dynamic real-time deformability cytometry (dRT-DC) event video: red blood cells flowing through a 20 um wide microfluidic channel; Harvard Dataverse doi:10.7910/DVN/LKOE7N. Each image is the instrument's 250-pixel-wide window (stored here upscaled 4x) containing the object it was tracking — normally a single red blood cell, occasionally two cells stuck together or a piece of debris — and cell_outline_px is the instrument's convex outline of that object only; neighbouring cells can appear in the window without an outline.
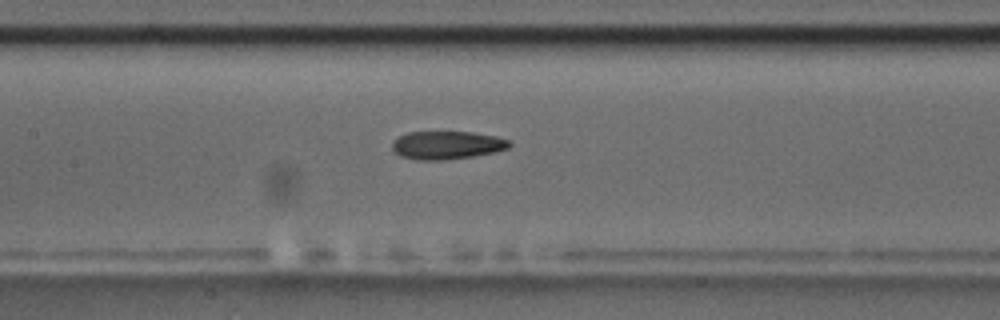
{"species": "common noctule bat (a hibernating species)", "species_latin": "Nyctalus noctula", "temperature_condition": "room temperature", "stored_images_in_passage": 6, "camera_frame_rate_fps": 3000, "um_per_image_px": 0.085, "animal": {"sex": "male", "body_mass_g": 17.5, "forearm_length_mm": 52.3}, "frame": {"image": 1, "passage_image": 6, "time_ms": 1.667, "image_size_px": [1000, 320], "cell_outline_px": [[512, 144], [508, 148], [496, 152], [472, 156], [444, 160], [416, 160], [400, 156], [392, 148], [392, 140], [408, 132], [472, 132], [496, 136], [508, 140]], "centroid_in_image_um": [37.98, 12.34], "position_along_channel_um": 169.4, "area_um2": 19.25}}